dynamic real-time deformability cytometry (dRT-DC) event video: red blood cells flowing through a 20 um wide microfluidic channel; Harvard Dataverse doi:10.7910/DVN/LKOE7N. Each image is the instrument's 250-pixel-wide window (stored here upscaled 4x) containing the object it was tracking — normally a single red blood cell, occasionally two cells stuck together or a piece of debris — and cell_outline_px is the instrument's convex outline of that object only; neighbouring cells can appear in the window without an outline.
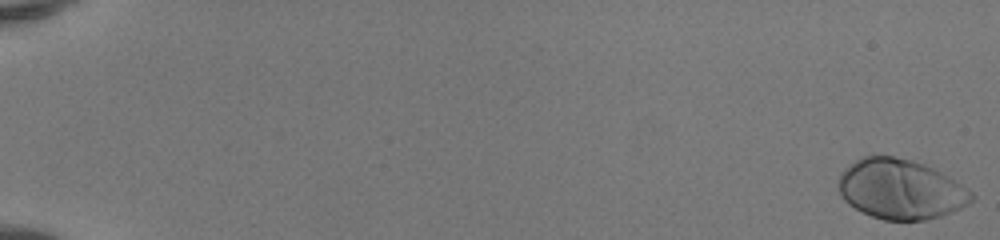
{"species": "human", "species_latin": "Homo sapiens", "temperature_condition": "room temperature", "stored_images_in_passage": 52, "camera_frame_rate_fps": 3000, "um_per_image_px": 0.085, "donor": {"sex": "female"}, "frame": {"image": 1, "passage_image": 1, "time_ms": 0.0, "image_size_px": [1000, 240], "cell_outline_px": [[976, 196], [972, 200], [960, 208], [940, 216], [924, 220], [884, 220], [872, 216], [848, 204], [844, 200], [836, 184], [840, 172], [844, 168], [856, 160], [872, 152], [892, 156], [924, 164], [948, 176], [972, 192]], "centroid_in_image_um": [76.49, 16.06], "position_along_channel_um": 8.5, "area_um2": 46.53}}
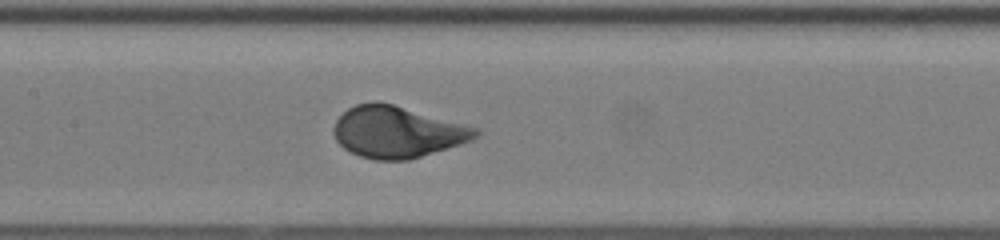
{"frame": {"image": 2, "passage_image": 28, "time_ms": 9.0, "image_size_px": [1000, 240], "cell_outline_px": [[480, 132], [472, 140], [460, 144], [408, 160], [376, 160], [360, 156], [344, 148], [336, 140], [332, 132], [332, 128], [336, 120], [348, 108], [356, 104], [392, 104], [480, 128]], "centroid_in_image_um": [33.77, 11.24], "position_along_channel_um": 173.6, "area_um2": 41.96}}
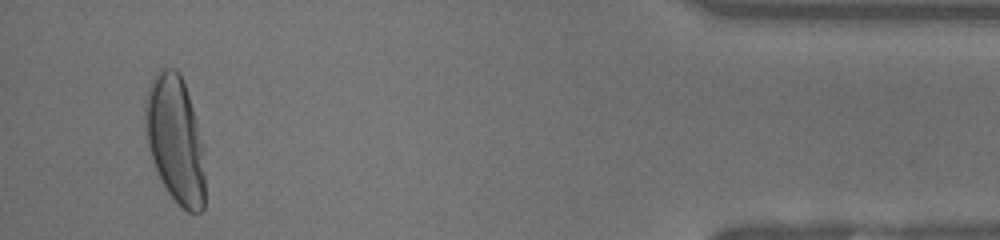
{"frame": {"image": 3, "passage_image": 50, "time_ms": 16.333, "image_size_px": [1000, 240], "cell_outline_px": [[204, 208], [200, 212], [188, 212], [168, 192], [160, 180], [152, 160], [148, 144], [144, 116], [144, 104], [148, 84], [152, 76], [160, 68], [176, 68], [180, 72], [184, 80], [196, 120], [204, 148]], "centroid_in_image_um": [14.88, 11.79], "position_along_channel_um": 420.3, "area_um2": 44.68}}